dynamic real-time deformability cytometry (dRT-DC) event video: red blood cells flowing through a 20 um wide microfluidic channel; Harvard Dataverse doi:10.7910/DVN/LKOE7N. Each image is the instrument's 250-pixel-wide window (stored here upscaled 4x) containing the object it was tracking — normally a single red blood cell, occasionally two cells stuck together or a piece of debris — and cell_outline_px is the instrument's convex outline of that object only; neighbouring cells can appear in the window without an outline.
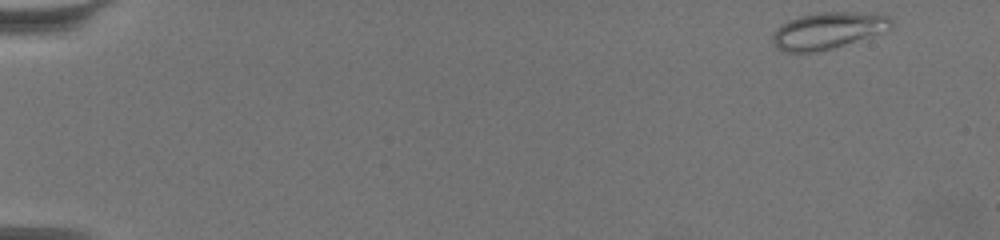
{"species": "common noctule bat (a hibernating species)", "species_latin": "Nyctalus noctula", "temperature_condition": "warm", "stored_images_in_passage": 59, "camera_frame_rate_fps": 3000, "um_per_image_px": 0.085, "animal": {"sex": "female", "body_mass_g": 19.5, "forearm_length_mm": 54.1}, "frame": {"image": 1, "passage_image": 1, "time_ms": 0.0, "image_size_px": [1000, 240], "cell_outline_px": [[892, 24], [888, 28], [816, 52], [788, 52], [776, 48], [772, 44], [772, 32], [776, 28], [788, 20], [800, 16], [820, 12], [852, 12], [888, 16], [892, 20]], "centroid_in_image_um": [70.21, 2.58], "position_along_channel_um": 14.8, "area_um2": 24.28}}
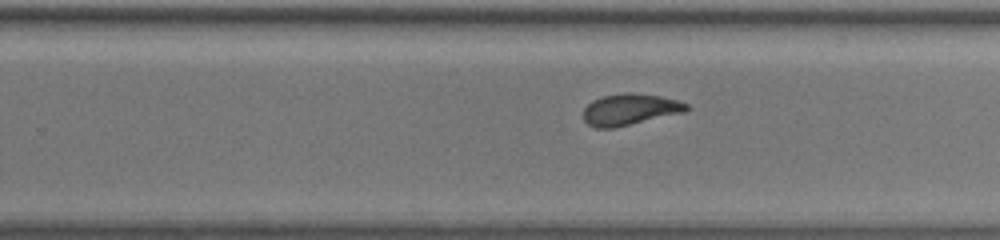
{"frame": {"image": 2, "passage_image": 38, "time_ms": 12.333, "image_size_px": [1000, 240], "cell_outline_px": [[688, 108], [684, 112], [612, 128], [596, 128], [588, 124], [584, 120], [584, 108], [592, 100], [604, 96], [624, 92], [632, 92], [660, 96], [680, 100], [688, 104]], "centroid_in_image_um": [53.54, 9.29], "position_along_channel_um": 276.3, "area_um2": 18.73}}
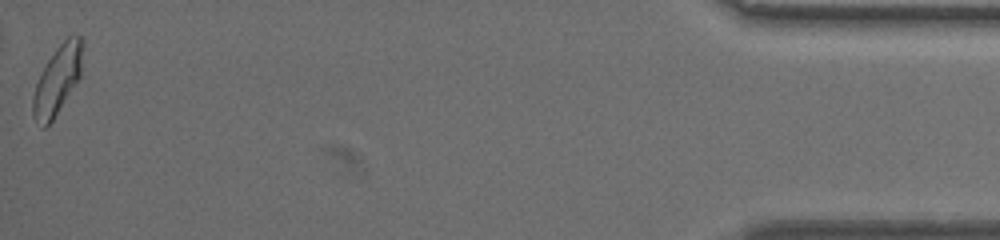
{"frame": {"image": 3, "passage_image": 59, "time_ms": 19.333, "image_size_px": [1000, 240], "cell_outline_px": [[84, 44], [80, 76], [52, 120], [44, 128], [32, 116], [32, 100], [36, 84], [48, 60], [56, 48], [68, 36], [84, 36]], "centroid_in_image_um": [4.9, 6.74], "position_along_channel_um": 430.3, "area_um2": 19.48}, "authors_computed_cell_mechanics": {"area_um2": 19.3052, "velocity_mm_per_s": 3.4132, "shape_relaxation_time_tau1_ms": 6.0971, "shape_relaxation_time_tau2_ms": 1.825, "deformation_change_tau1": 0.1881, "deformation_change_tau2": 0.0889}}